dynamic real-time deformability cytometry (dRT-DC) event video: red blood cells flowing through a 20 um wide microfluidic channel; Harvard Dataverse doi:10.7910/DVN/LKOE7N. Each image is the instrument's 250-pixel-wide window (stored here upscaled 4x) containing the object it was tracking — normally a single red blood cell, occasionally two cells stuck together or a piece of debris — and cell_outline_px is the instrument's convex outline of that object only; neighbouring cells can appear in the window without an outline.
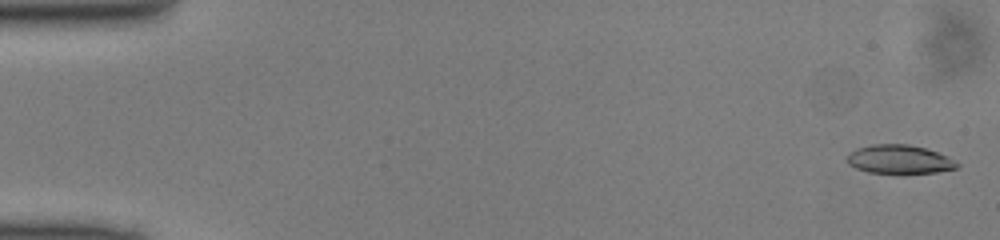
{"species": "common noctule bat (a hibernating species)", "species_latin": "Nyctalus noctula", "temperature_condition": "cold", "stored_images_in_passage": 17, "camera_frame_rate_fps": 3000, "um_per_image_px": 0.085, "animal": {"sex": "male", "body_mass_g": 13.0, "forearm_length_mm": 53.1}, "frame": {"image": 1, "passage_image": 2, "time_ms": 0.333, "image_size_px": [1000, 240], "cell_outline_px": [[960, 164], [956, 168], [936, 172], [904, 176], [900, 176], [868, 172], [856, 168], [848, 164], [848, 152], [856, 148], [872, 144], [908, 144], [924, 148], [948, 156]], "centroid_in_image_um": [76.43, 13.59], "position_along_channel_um": 8.6, "area_um2": 19.13}}
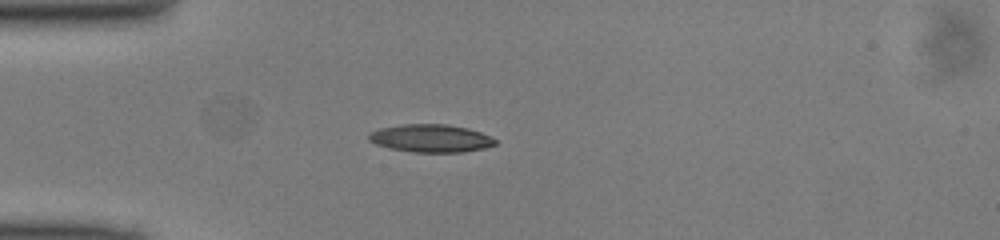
{"frame": {"image": 2, "passage_image": 14, "time_ms": 4.333, "image_size_px": [1000, 240], "cell_outline_px": [[496, 144], [484, 148], [464, 152], [412, 152], [388, 148], [376, 144], [368, 140], [368, 136], [372, 132], [380, 128], [404, 124], [448, 124], [468, 128], [480, 132], [496, 140]], "centroid_in_image_um": [36.61, 11.76], "position_along_channel_um": 48.4, "area_um2": 20.46}}